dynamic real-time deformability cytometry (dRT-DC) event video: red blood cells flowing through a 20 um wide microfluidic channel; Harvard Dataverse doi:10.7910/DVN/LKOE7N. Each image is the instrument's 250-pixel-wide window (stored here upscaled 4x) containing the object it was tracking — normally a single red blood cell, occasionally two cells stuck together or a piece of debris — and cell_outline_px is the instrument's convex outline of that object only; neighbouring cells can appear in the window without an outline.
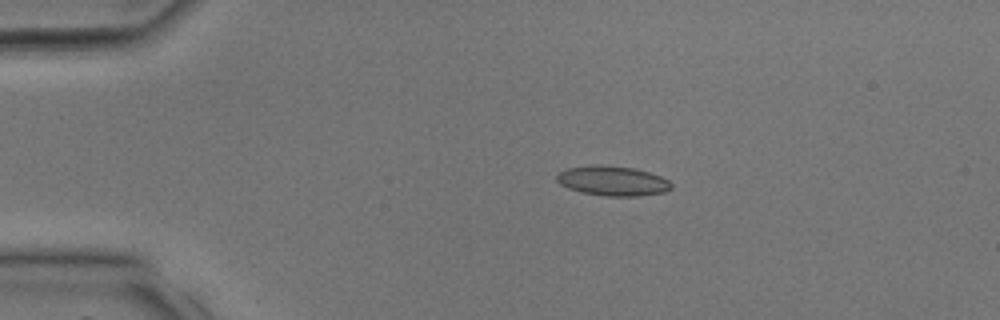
{"species": "common noctule bat (a hibernating species)", "species_latin": "Nyctalus noctula", "temperature_condition": "room temperature", "stored_images_in_passage": 35, "camera_frame_rate_fps": 3000, "um_per_image_px": 0.085, "animal": {"sex": "male", "body_mass_g": 17.9, "forearm_length_mm": 54.2}, "frame": {"image": 1, "passage_image": 8, "time_ms": 2.333, "image_size_px": [1000, 320], "cell_outline_px": [[672, 188], [664, 192], [640, 196], [604, 196], [580, 192], [568, 188], [560, 184], [556, 180], [556, 176], [560, 172], [568, 168], [596, 164], [636, 168], [660, 176], [668, 180], [672, 184]], "centroid_in_image_um": [52.07, 15.38], "position_along_channel_um": 32.9, "area_um2": 19.94}}
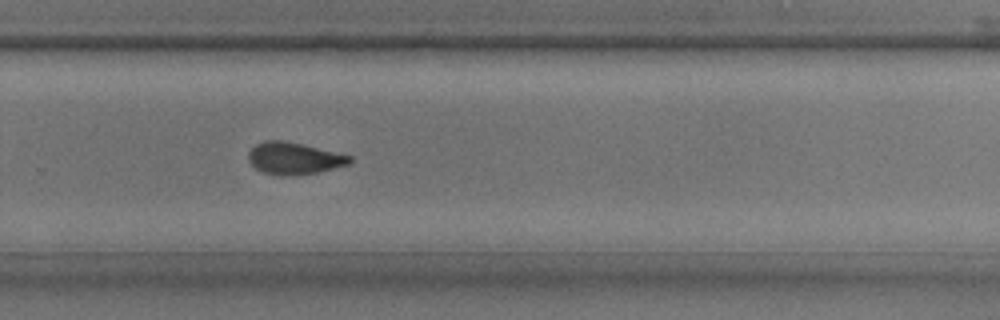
{"frame": {"image": 2, "passage_image": 24, "time_ms": 7.667, "image_size_px": [1000, 320], "cell_outline_px": [[352, 160], [348, 164], [316, 172], [264, 172], [256, 168], [248, 160], [248, 152], [256, 144], [264, 140], [280, 140], [300, 144], [352, 156]], "centroid_in_image_um": [24.97, 13.39], "position_along_channel_um": 304.8, "area_um2": 17.63}}
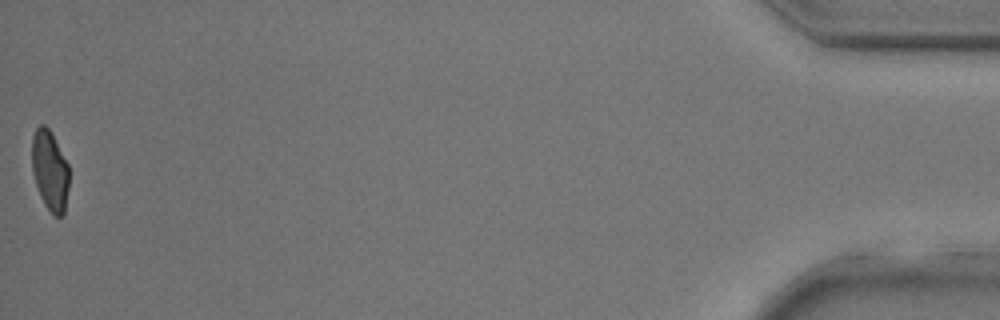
{"frame": {"image": 3, "passage_image": 35, "time_ms": 11.333, "image_size_px": [1000, 320], "cell_outline_px": [[68, 188], [64, 212], [60, 216], [52, 216], [44, 204], [40, 196], [32, 172], [32, 136], [36, 128], [40, 124], [44, 124], [48, 128], [68, 164]], "centroid_in_image_um": [4.22, 14.51], "position_along_channel_um": 431.0, "area_um2": 17.22}}